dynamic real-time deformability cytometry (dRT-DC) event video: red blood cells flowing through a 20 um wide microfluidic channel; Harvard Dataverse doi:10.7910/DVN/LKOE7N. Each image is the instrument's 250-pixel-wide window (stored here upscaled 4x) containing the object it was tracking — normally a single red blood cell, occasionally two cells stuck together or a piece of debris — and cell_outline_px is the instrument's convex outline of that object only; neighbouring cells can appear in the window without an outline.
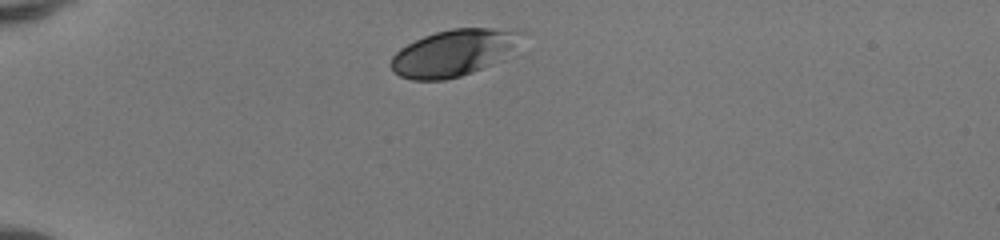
{"species": "human", "species_latin": "Homo sapiens", "temperature_condition": "room temperature", "stored_images_in_passage": 35, "camera_frame_rate_fps": 3000, "um_per_image_px": 0.085, "donor": {"sex": "female"}, "frame": {"image": 1, "passage_image": 1, "time_ms": 0.0, "image_size_px": [1000, 240], "cell_outline_px": [[528, 32], [492, 64], [472, 72], [460, 76], [444, 80], [412, 80], [400, 76], [392, 72], [392, 56], [400, 48], [424, 36], [436, 32], [452, 28], [488, 28]], "centroid_in_image_um": [38.48, 4.49], "position_along_channel_um": 46.5, "area_um2": 34.62}}
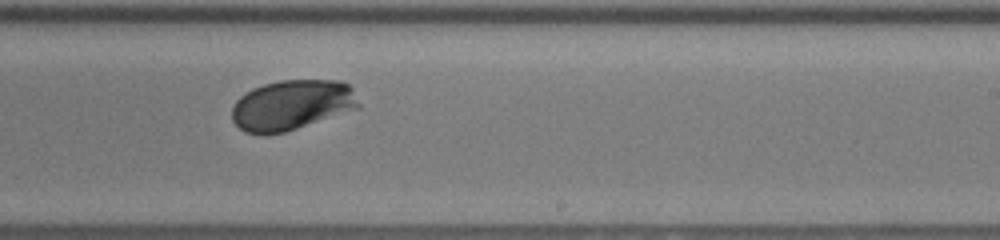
{"frame": {"image": 2, "passage_image": 20, "time_ms": 6.333, "image_size_px": [1000, 240], "cell_outline_px": [[360, 108], [284, 132], [264, 136], [244, 132], [232, 120], [232, 108], [236, 100], [240, 96], [252, 88], [264, 84], [280, 80], [340, 80], [348, 84], [352, 88], [360, 104]], "centroid_in_image_um": [24.79, 8.93], "position_along_channel_um": 264.2, "area_um2": 37.34}}
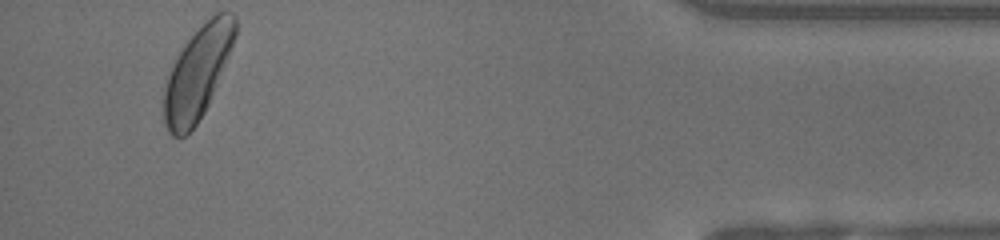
{"frame": {"image": 3, "passage_image": 35, "time_ms": 11.333, "image_size_px": [1000, 240], "cell_outline_px": [[236, 36], [208, 104], [204, 112], [196, 124], [184, 136], [172, 136], [168, 132], [164, 124], [164, 88], [172, 64], [184, 44], [216, 12], [232, 12], [236, 16]], "centroid_in_image_um": [16.78, 6.2], "position_along_channel_um": 418.4, "area_um2": 37.4}, "authors_computed_cell_mechanics": {"area_um2": 36.125, "velocity_mm_per_s": 4.11, "shape_relaxation_time_tau1_ms": 1.5559, "shape_relaxation_time_tau2_ms": null, "deformation_change_tau1": 0.1175, "deformation_change_tau2": null}}